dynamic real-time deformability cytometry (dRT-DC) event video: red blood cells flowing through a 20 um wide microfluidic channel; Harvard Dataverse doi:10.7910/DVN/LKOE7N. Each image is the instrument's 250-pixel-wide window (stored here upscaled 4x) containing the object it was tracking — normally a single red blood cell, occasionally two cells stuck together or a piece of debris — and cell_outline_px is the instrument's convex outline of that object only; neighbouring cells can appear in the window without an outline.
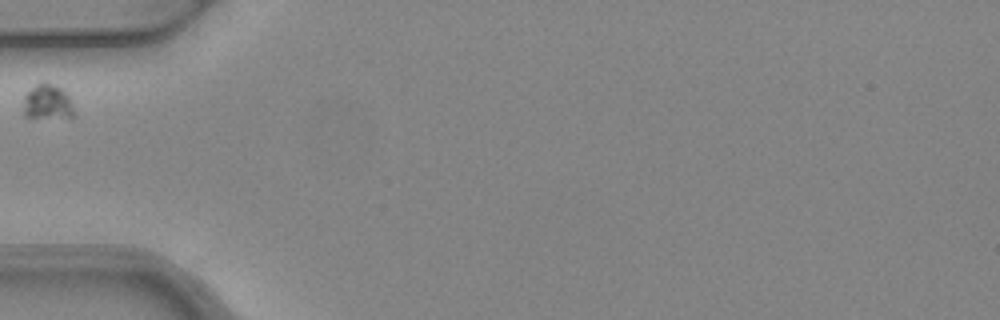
{"species": "common noctule bat (a hibernating species)", "species_latin": "Nyctalus noctula", "temperature_condition": "warm", "stored_images_in_passage": 6, "camera_frame_rate_fps": 3000, "um_per_image_px": 0.085, "animal": {"sex": "female", "body_mass_g": 24.6, "forearm_length_mm": 56.2}, "frame": {"image": 1, "passage_image": 6, "time_ms": 1.667, "image_size_px": [1000, 320], "cell_outline_px": [[76, 116], [72, 120], [28, 120], [24, 116], [24, 96], [36, 84], [44, 80], [56, 84], [68, 96]], "centroid_in_image_um": [4.06, 8.78], "position_along_channel_um": 80.9, "area_um2": 11.39}}